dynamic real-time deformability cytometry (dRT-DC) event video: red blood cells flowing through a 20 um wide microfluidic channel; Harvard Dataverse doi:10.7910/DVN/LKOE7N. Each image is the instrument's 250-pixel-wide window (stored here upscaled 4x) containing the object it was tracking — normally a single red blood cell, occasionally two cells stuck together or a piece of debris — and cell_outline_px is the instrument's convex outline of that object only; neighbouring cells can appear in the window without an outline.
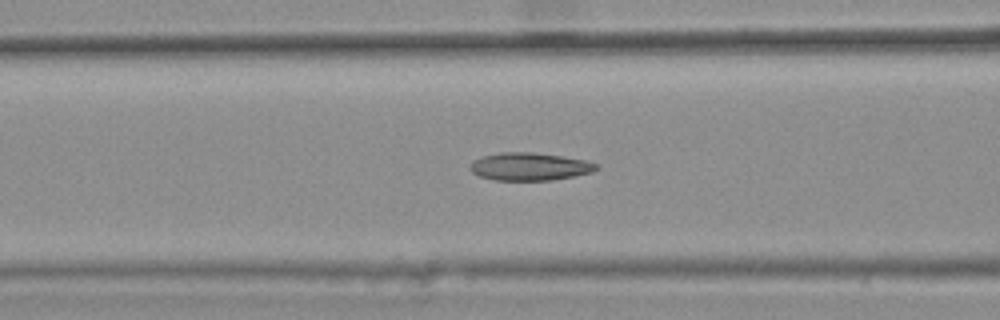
{"species": "common noctule bat (a hibernating species)", "species_latin": "Nyctalus noctula", "temperature_condition": "warm", "stored_images_in_passage": 41, "camera_frame_rate_fps": 3000, "um_per_image_px": 0.085, "animal": {"sex": "female", "body_mass_g": 25.1}, "frame": {"image": 1, "passage_image": 20, "time_ms": 6.333, "image_size_px": [1000, 320], "cell_outline_px": [[596, 168], [592, 172], [552, 180], [496, 180], [480, 176], [472, 172], [468, 168], [472, 160], [484, 156], [500, 152], [532, 152], [560, 156], [584, 160], [596, 164]], "centroid_in_image_um": [44.95, 14.15], "position_along_channel_um": 121.7, "area_um2": 20.17}}
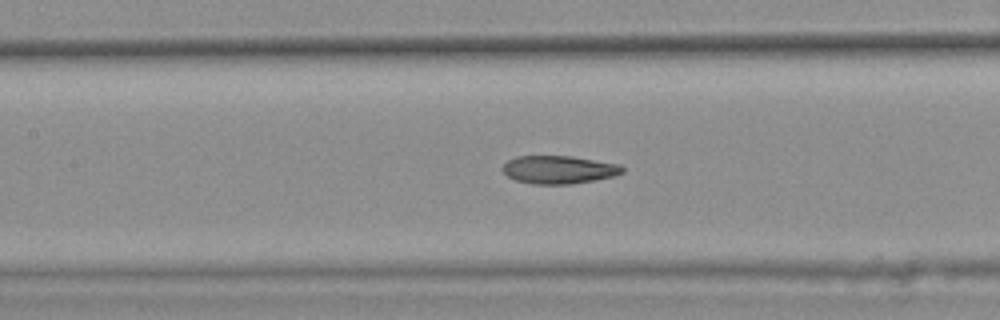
{"frame": {"image": 2, "passage_image": 23, "time_ms": 7.333, "image_size_px": [1000, 320], "cell_outline_px": [[624, 172], [612, 176], [596, 180], [572, 184], [532, 184], [516, 180], [508, 176], [500, 168], [508, 160], [516, 156], [572, 156], [620, 164], [624, 168]], "centroid_in_image_um": [47.5, 14.42], "position_along_channel_um": 159.9, "area_um2": 19.65}}
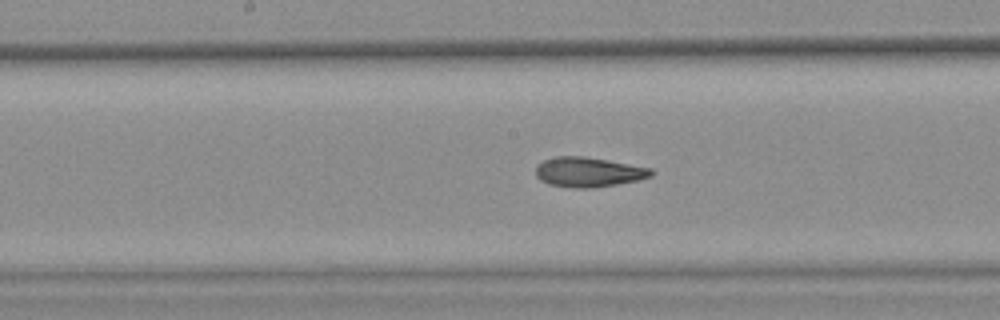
{"frame": {"image": 3, "passage_image": 26, "time_ms": 8.333, "image_size_px": [1000, 320], "cell_outline_px": [[652, 176], [636, 180], [616, 184], [592, 188], [572, 188], [548, 184], [540, 180], [536, 176], [536, 164], [544, 160], [556, 156], [584, 156], [652, 168]], "centroid_in_image_um": [49.97, 14.62], "position_along_channel_um": 198.2, "area_um2": 20.0}, "authors_computed_cell_mechanics": {"area_um2": 21.097, "velocity_mm_per_s": 3.8334, "shape_relaxation_time_tau1_ms": null, "shape_relaxation_time_tau2_ms": 3.8133, "deformation_change_tau1": null, "deformation_change_tau2": 0.0913}}